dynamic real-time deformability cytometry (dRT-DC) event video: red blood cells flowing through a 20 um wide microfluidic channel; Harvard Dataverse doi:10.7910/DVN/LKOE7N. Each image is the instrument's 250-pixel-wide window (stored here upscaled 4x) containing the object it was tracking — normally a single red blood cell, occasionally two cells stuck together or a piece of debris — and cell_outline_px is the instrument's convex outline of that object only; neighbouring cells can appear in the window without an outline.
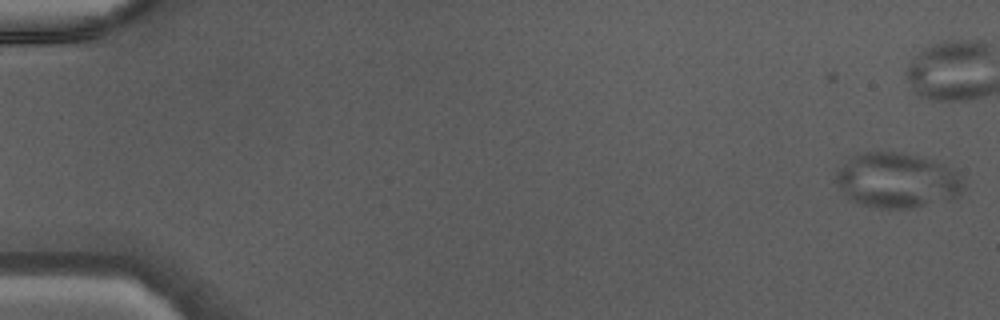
{"species": "Egyptian fruit bat (a non-hibernating species)", "species_latin": "Rousettus aegyptiacus", "temperature_condition": "warm", "stored_images_in_passage": 47, "camera_frame_rate_fps": 3000, "um_per_image_px": 0.085, "animal": {"sex": "male"}, "frame": {"image": 1, "passage_image": 1, "time_ms": 0.0, "image_size_px": [1000, 320], "cell_outline_px": [[964, 188], [960, 196], [948, 200], [912, 208], [880, 208], [860, 204], [848, 200], [840, 196], [836, 180], [836, 172], [852, 156], [864, 152], [900, 152], [924, 156], [936, 160], [952, 168], [960, 176], [964, 184]], "centroid_in_image_um": [76.25, 15.34], "position_along_channel_um": 8.7, "area_um2": 41.67}}